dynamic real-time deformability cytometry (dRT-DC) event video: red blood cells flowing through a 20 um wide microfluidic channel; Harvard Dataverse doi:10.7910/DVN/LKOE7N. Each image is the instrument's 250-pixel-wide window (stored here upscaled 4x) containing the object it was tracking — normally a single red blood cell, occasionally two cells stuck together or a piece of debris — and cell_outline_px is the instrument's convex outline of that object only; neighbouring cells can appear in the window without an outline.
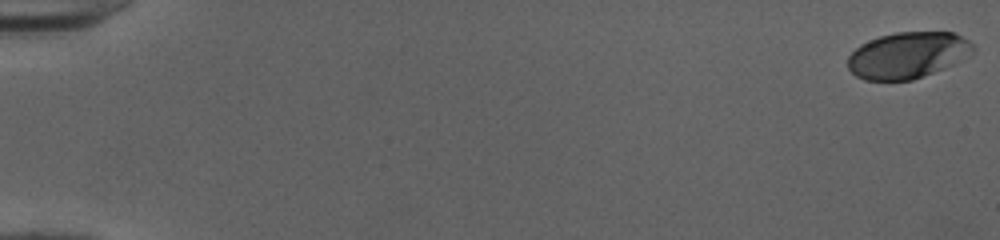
{"species": "human", "species_latin": "Homo sapiens", "temperature_condition": "cold", "stored_images_in_passage": 52, "camera_frame_rate_fps": 3000, "um_per_image_px": 0.085, "donor": {"sex": "female"}, "frame": {"image": 1, "passage_image": 1, "time_ms": 0.0, "image_size_px": [1000, 240], "cell_outline_px": [[976, 52], [944, 68], [912, 80], [864, 80], [856, 76], [848, 68], [848, 56], [860, 44], [880, 36], [896, 32], [952, 32], [968, 40], [976, 48]], "centroid_in_image_um": [77.16, 4.69], "position_along_channel_um": 7.8, "area_um2": 33.7}}
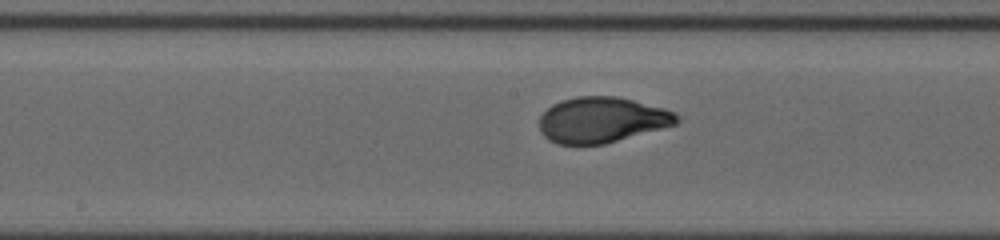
{"frame": {"image": 2, "passage_image": 29, "time_ms": 9.333, "image_size_px": [1000, 240], "cell_outline_px": [[680, 120], [676, 124], [604, 144], [556, 144], [548, 140], [540, 132], [540, 116], [552, 104], [560, 100], [576, 96], [616, 96], [664, 108], [676, 112], [680, 116]], "centroid_in_image_um": [51.14, 10.18], "position_along_channel_um": 197.1, "area_um2": 36.53}}
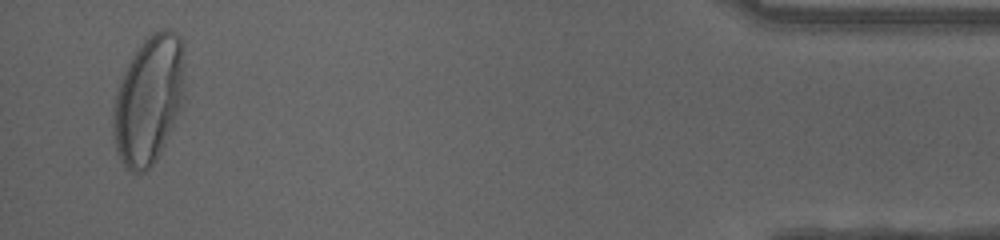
{"frame": {"image": 3, "passage_image": 51, "time_ms": 16.667, "image_size_px": [1000, 240], "cell_outline_px": [[184, 100], [164, 144], [160, 152], [152, 164], [144, 172], [132, 172], [124, 164], [116, 152], [112, 132], [112, 108], [116, 92], [120, 80], [132, 56], [144, 40], [152, 32], [160, 28], [168, 28], [176, 32], [180, 36], [184, 44]], "centroid_in_image_um": [12.64, 8.43], "position_along_channel_um": 422.6, "area_um2": 53.87}, "authors_computed_cell_mechanics": {"area_um2": 36.2695, "velocity_mm_per_s": 4.0213, "shape_relaxation_time_tau1_ms": 3.4756, "shape_relaxation_time_tau2_ms": null, "deformation_change_tau1": 0.2018, "deformation_change_tau2": null}}